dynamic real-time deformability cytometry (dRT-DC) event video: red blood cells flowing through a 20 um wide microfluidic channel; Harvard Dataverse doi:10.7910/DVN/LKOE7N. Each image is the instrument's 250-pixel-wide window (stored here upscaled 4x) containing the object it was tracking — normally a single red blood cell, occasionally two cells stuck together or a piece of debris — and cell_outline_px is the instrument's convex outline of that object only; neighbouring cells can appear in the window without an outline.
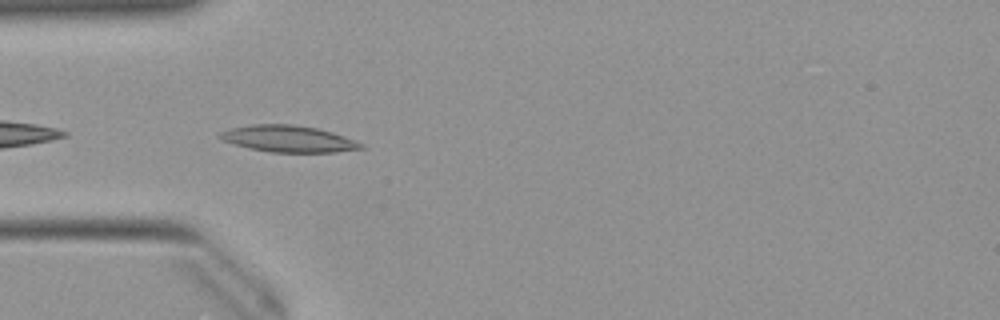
{"species": "Egyptian fruit bat (a non-hibernating species)", "species_latin": "Rousettus aegyptiacus", "temperature_condition": "warm", "stored_images_in_passage": 4, "camera_frame_rate_fps": 3000, "um_per_image_px": 0.085, "animal": {"sex": "female"}, "frame": {"image": 1, "passage_image": 2, "time_ms": 0.333, "image_size_px": [1000, 320], "cell_outline_px": [[364, 148], [336, 152], [272, 152], [248, 148], [220, 140], [216, 136], [220, 132], [228, 128], [252, 124], [292, 124], [316, 128], [332, 132], [344, 136], [364, 144]], "centroid_in_image_um": [24.45, 11.79], "position_along_channel_um": 60.5, "area_um2": 21.96}}